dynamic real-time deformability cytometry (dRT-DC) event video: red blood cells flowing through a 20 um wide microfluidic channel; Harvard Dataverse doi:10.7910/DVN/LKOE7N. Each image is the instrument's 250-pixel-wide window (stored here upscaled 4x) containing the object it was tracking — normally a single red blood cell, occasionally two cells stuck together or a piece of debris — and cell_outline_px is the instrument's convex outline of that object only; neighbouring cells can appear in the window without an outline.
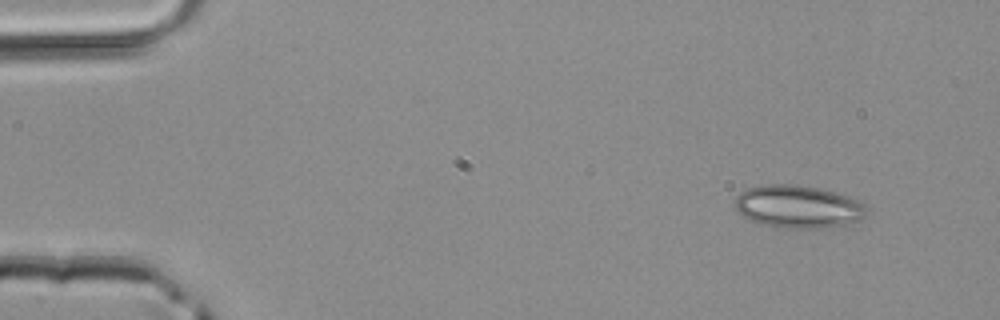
{"species": "common noctule bat (a hibernating species)", "species_latin": "Nyctalus noctula", "temperature_condition": "room temperature", "stored_images_in_passage": 3, "camera_frame_rate_fps": 3000, "um_per_image_px": 0.085, "animal": {"sex": "male", "body_mass_g": 20.4}, "frame": {"image": 1, "passage_image": 1, "time_ms": 0.0, "image_size_px": [1000, 320], "cell_outline_px": [[868, 212], [860, 220], [848, 224], [828, 228], [784, 228], [760, 224], [744, 216], [736, 208], [736, 196], [740, 192], [748, 188], [760, 184], [796, 184], [820, 188], [848, 196], [864, 204]], "centroid_in_image_um": [67.85, 17.56], "position_along_channel_um": 17.1, "area_um2": 32.95}}